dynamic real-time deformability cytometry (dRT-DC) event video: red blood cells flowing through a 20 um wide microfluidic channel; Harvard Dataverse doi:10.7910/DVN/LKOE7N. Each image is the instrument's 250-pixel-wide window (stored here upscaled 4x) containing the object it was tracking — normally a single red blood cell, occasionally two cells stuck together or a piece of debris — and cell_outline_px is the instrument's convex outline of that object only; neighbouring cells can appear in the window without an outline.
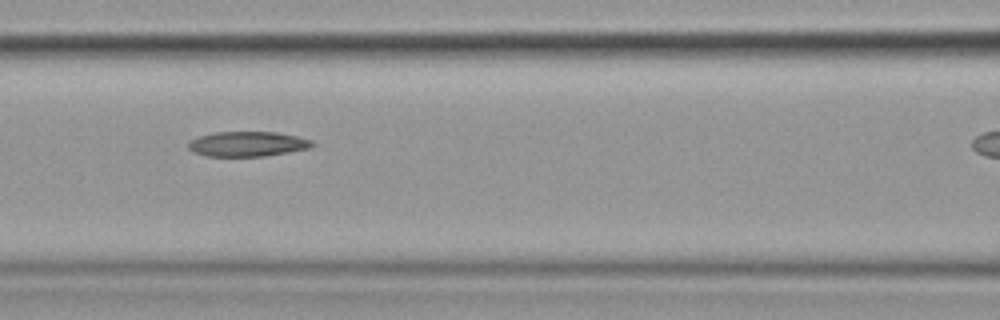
{"species": "common noctule bat (a hibernating species)", "species_latin": "Nyctalus noctula", "temperature_condition": "cold", "stored_images_in_passage": 5, "camera_frame_rate_fps": 3000, "um_per_image_px": 0.085, "animal": {"sex": "female", "body_mass_g": 19.9}, "frame": {"image": 1, "passage_image": 3, "time_ms": 2.333, "image_size_px": [1000, 320], "cell_outline_px": [[316, 144], [312, 148], [264, 156], [208, 156], [192, 152], [188, 148], [188, 140], [200, 136], [216, 132], [276, 132], [296, 136], [312, 140]], "centroid_in_image_um": [21.05, 12.24], "position_along_channel_um": 145.6, "area_um2": 18.09}}